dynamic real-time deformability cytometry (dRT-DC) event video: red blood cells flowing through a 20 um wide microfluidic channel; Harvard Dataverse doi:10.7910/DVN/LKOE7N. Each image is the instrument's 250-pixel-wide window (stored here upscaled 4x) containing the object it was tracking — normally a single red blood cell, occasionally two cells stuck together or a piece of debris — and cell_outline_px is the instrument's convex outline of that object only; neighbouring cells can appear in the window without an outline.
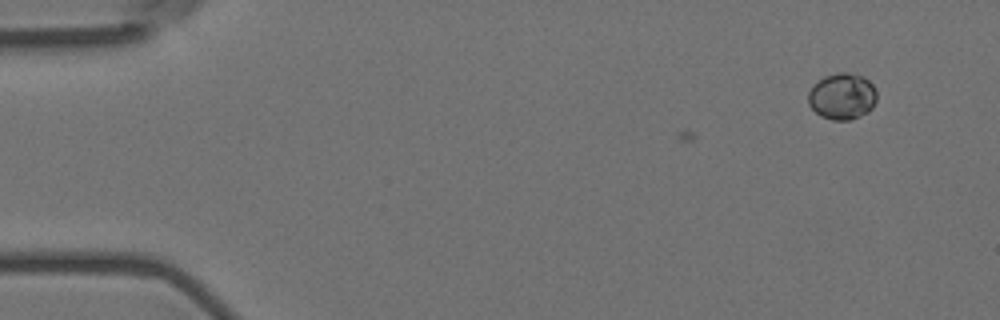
{"species": "Egyptian fruit bat (a non-hibernating species)", "species_latin": "Rousettus aegyptiacus", "temperature_condition": "room temperature", "stored_images_in_passage": 8, "camera_frame_rate_fps": 3000, "um_per_image_px": 0.085, "animal": {"sex": "female"}, "frame": {"image": 1, "passage_image": 8, "time_ms": 2.333, "image_size_px": [1000, 320], "cell_outline_px": [[876, 100], [872, 108], [868, 112], [860, 116], [848, 120], [832, 120], [820, 116], [808, 104], [808, 92], [824, 76], [836, 72], [848, 72], [860, 76], [868, 80], [872, 84], [876, 92]], "centroid_in_image_um": [71.58, 8.2], "position_along_channel_um": 13.4, "area_um2": 18.44}}